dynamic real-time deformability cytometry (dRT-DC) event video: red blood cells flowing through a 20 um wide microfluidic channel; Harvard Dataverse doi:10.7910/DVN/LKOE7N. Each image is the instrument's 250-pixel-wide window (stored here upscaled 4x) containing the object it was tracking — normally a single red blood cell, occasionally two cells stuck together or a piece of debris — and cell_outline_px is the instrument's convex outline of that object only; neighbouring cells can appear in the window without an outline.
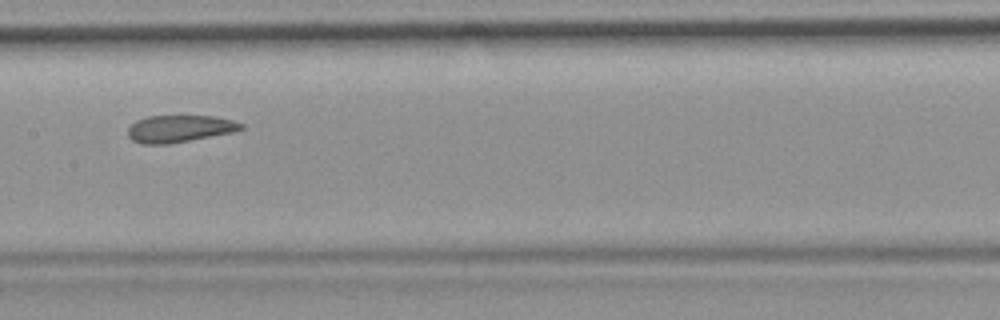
{"species": "common noctule bat (a hibernating species)", "species_latin": "Nyctalus noctula", "temperature_condition": "room temperature", "stored_images_in_passage": 8, "camera_frame_rate_fps": 3000, "um_per_image_px": 0.085, "animal": {"sex": "female", "body_mass_g": 19.9}, "frame": {"image": 1, "passage_image": 5, "time_ms": 4.667, "image_size_px": [1000, 320], "cell_outline_px": [[244, 128], [232, 132], [168, 144], [140, 144], [132, 140], [128, 136], [128, 128], [136, 120], [148, 116], [216, 116], [232, 120], [244, 124]], "centroid_in_image_um": [15.24, 10.93], "position_along_channel_um": 192.2, "area_um2": 17.8}}
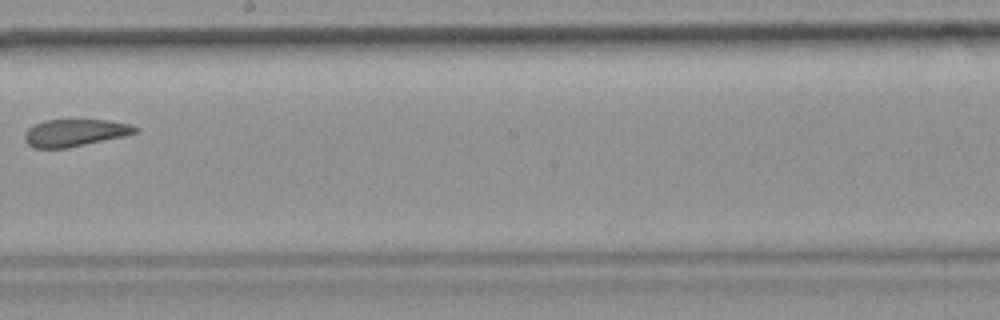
{"frame": {"image": 2, "passage_image": 6, "time_ms": 6.0, "image_size_px": [1000, 320], "cell_outline_px": [[140, 132], [124, 136], [68, 148], [32, 148], [24, 140], [24, 132], [28, 128], [44, 120], [108, 120], [132, 124], [140, 128]], "centroid_in_image_um": [6.39, 11.28], "position_along_channel_um": 241.8, "area_um2": 17.74}}